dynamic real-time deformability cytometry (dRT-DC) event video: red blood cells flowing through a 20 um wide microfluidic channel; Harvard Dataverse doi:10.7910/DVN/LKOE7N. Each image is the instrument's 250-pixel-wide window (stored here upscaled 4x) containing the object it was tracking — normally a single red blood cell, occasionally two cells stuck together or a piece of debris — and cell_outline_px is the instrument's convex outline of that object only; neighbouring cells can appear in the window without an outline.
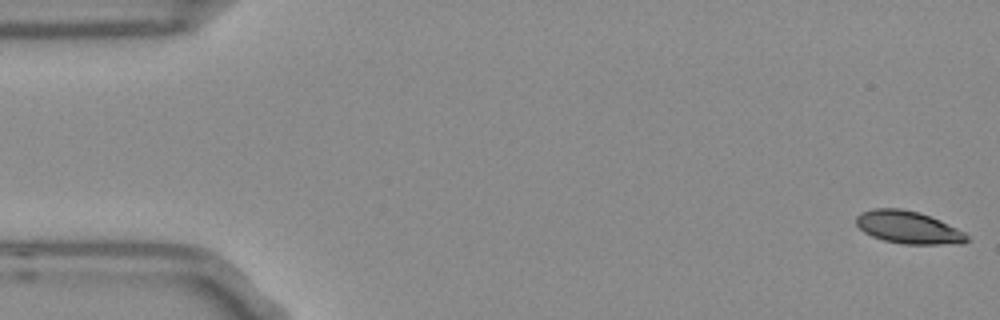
{"species": "Egyptian fruit bat (a non-hibernating species)", "species_latin": "Rousettus aegyptiacus", "temperature_condition": "room temperature", "stored_images_in_passage": 55, "camera_frame_rate_fps": 3000, "um_per_image_px": 0.085, "frame": {"image": 1, "passage_image": 1, "time_ms": 0.0, "image_size_px": [1000, 320], "cell_outline_px": [[968, 240], [964, 244], [904, 244], [884, 240], [872, 236], [864, 232], [856, 224], [856, 216], [860, 212], [876, 208], [900, 208], [920, 212], [940, 220], [964, 232], [968, 236]], "centroid_in_image_um": [77.21, 19.32], "position_along_channel_um": 7.8, "area_um2": 21.04}}
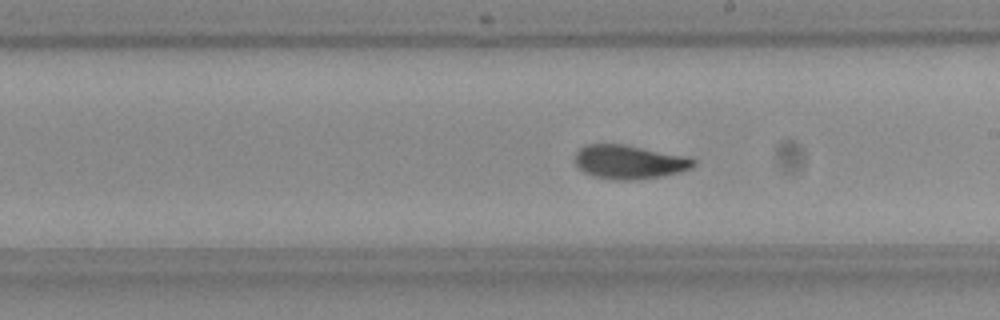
{"frame": {"image": 2, "passage_image": 30, "time_ms": 9.667, "image_size_px": [1000, 320], "cell_outline_px": [[696, 164], [692, 168], [680, 172], [664, 176], [636, 180], [616, 180], [596, 176], [584, 172], [576, 164], [576, 152], [584, 144], [624, 144], [688, 156], [696, 160]], "centroid_in_image_um": [53.54, 13.76], "position_along_channel_um": 235.5, "area_um2": 23.52}}
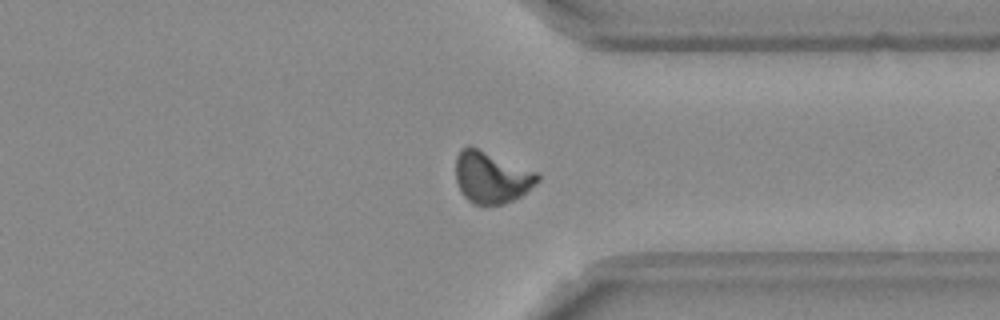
{"frame": {"image": 3, "passage_image": 41, "time_ms": 13.333, "image_size_px": [1000, 320], "cell_outline_px": [[540, 180], [536, 184], [520, 196], [504, 204], [472, 204], [460, 192], [456, 180], [456, 156], [468, 144], [536, 172], [540, 176]], "centroid_in_image_um": [41.75, 15.08], "position_along_channel_um": 369.6, "area_um2": 24.39}, "authors_computed_cell_mechanics": {"area_um2": 23.0622, "velocity_mm_per_s": 3.7301, "shape_relaxation_time_tau1_ms": 3.85, "shape_relaxation_time_tau2_ms": 1.6183, "deformation_change_tau1": 0.1437, "deformation_change_tau2": 0.0668}}